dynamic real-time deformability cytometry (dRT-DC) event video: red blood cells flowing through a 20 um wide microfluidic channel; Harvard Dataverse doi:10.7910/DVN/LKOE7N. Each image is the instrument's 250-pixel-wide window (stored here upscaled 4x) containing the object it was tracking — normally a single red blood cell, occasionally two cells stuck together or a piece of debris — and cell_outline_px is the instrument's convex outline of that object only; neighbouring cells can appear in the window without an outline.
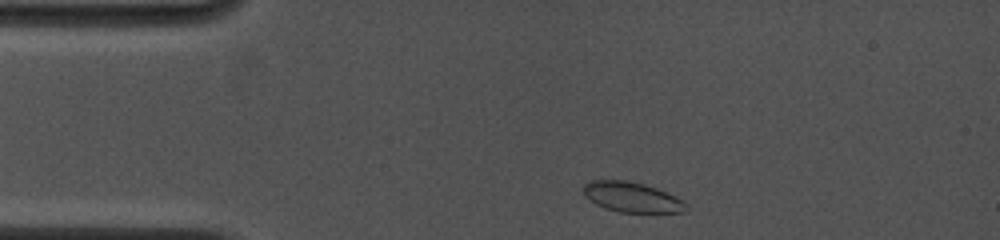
{"species": "common noctule bat (a hibernating species)", "species_latin": "Nyctalus noctula", "temperature_condition": "cold", "stored_images_in_passage": 61, "camera_frame_rate_fps": 4500, "um_per_image_px": 0.085, "animal": {"sex": "female", "body_mass_g": 19.0, "forearm_length_mm": 53.3}, "frame": {"image": 1, "passage_image": 2, "time_ms": 0.222, "image_size_px": [1000, 240], "cell_outline_px": [[688, 208], [684, 212], [620, 212], [596, 204], [584, 196], [584, 184], [592, 180], [624, 180], [644, 184], [656, 188], [676, 196], [684, 200], [688, 204]], "centroid_in_image_um": [53.75, 16.75], "position_along_channel_um": 31.3, "area_um2": 17.92}}
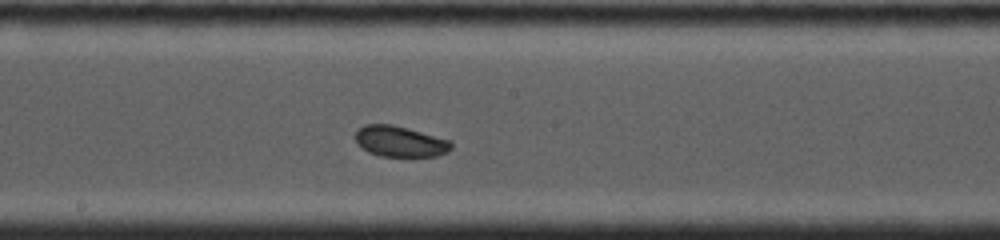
{"frame": {"image": 2, "passage_image": 26, "time_ms": 6.0, "image_size_px": [1000, 240], "cell_outline_px": [[452, 148], [448, 152], [436, 156], [380, 156], [368, 152], [352, 136], [364, 124], [392, 124], [408, 128], [452, 140]], "centroid_in_image_um": [34.03, 12.01], "position_along_channel_um": 214.2, "area_um2": 17.28}}
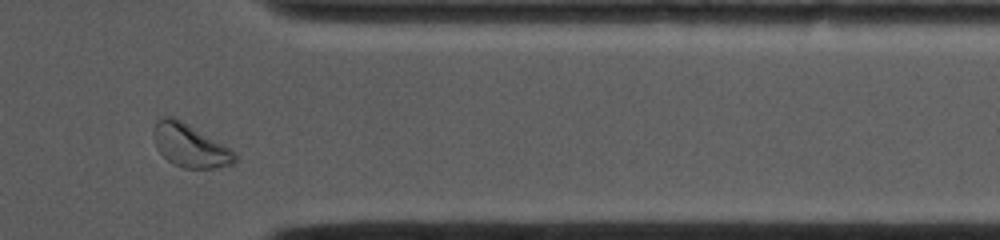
{"frame": {"image": 3, "passage_image": 55, "time_ms": 10.667, "image_size_px": [1000, 240], "cell_outline_px": [[240, 156], [232, 164], [216, 168], [184, 168], [172, 164], [156, 148], [152, 136], [152, 132], [156, 120], [164, 116], [172, 116], [180, 120], [236, 152]], "centroid_in_image_um": [16.12, 12.38], "position_along_channel_um": 395.3, "area_um2": 20.35}, "authors_computed_cell_mechanics": {"area_um2": 17.8602, "velocity_mm_per_s": 3.9052, "shape_relaxation_time_tau1_ms": 2.8746, "shape_relaxation_time_tau2_ms": 2.9563, "deformation_change_tau1": 0.0388, "deformation_change_tau2": 0.0552}}